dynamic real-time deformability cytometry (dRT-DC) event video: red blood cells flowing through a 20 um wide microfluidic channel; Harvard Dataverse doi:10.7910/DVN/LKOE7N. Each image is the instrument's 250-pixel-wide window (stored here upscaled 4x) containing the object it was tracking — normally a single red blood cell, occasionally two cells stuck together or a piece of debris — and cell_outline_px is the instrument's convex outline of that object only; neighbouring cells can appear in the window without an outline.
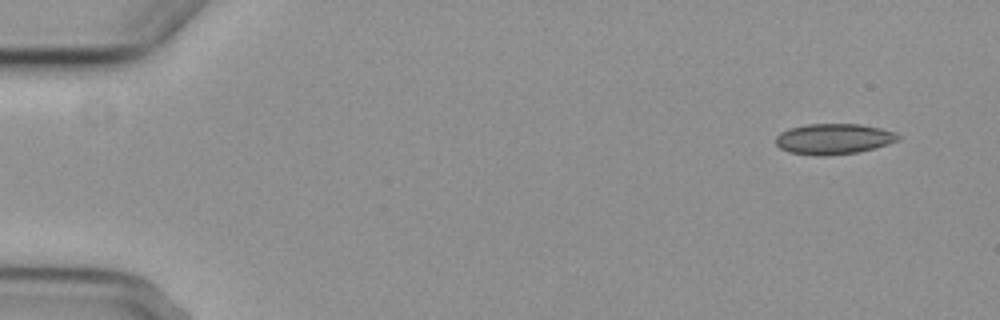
{"species": "common noctule bat (a hibernating species)", "species_latin": "Nyctalus noctula", "temperature_condition": "cold", "stored_images_in_passage": 6, "camera_frame_rate_fps": 3000, "um_per_image_px": 0.085, "animal": {"sex": "female", "body_mass_g": 29.2, "forearm_length_mm": 56.3}, "frame": {"image": 1, "passage_image": 1, "time_ms": 0.0, "image_size_px": [1000, 320], "cell_outline_px": [[900, 140], [888, 144], [856, 152], [824, 156], [816, 156], [788, 152], [780, 148], [776, 144], [776, 136], [780, 132], [792, 128], [808, 124], [860, 124], [880, 128], [896, 132], [900, 136]], "centroid_in_image_um": [70.86, 11.81], "position_along_channel_um": 14.1, "area_um2": 21.79}}
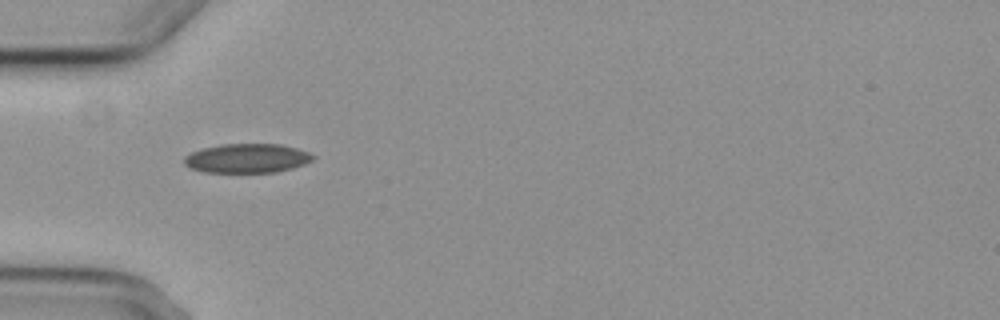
{"frame": {"image": 2, "passage_image": 5, "time_ms": 4.667, "image_size_px": [1000, 320], "cell_outline_px": [[316, 156], [312, 160], [304, 164], [292, 168], [276, 172], [204, 172], [192, 168], [184, 164], [184, 156], [192, 152], [204, 148], [220, 144], [280, 144], [296, 148], [308, 152]], "centroid_in_image_um": [21.01, 13.45], "position_along_channel_um": 64.0, "area_um2": 21.79}}
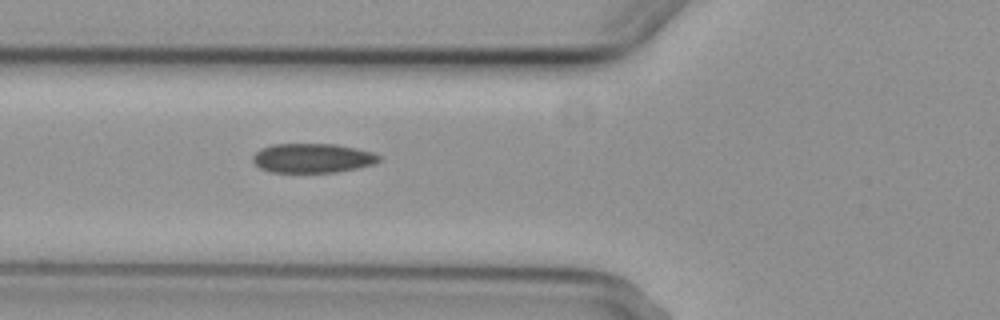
{"frame": {"image": 3, "passage_image": 6, "time_ms": 5.667, "image_size_px": [1000, 320], "cell_outline_px": [[380, 160], [376, 164], [336, 172], [272, 172], [260, 168], [252, 160], [252, 156], [260, 148], [272, 144], [336, 144], [356, 148], [372, 152], [380, 156]], "centroid_in_image_um": [26.56, 13.43], "position_along_channel_um": 99.2, "area_um2": 21.62}}